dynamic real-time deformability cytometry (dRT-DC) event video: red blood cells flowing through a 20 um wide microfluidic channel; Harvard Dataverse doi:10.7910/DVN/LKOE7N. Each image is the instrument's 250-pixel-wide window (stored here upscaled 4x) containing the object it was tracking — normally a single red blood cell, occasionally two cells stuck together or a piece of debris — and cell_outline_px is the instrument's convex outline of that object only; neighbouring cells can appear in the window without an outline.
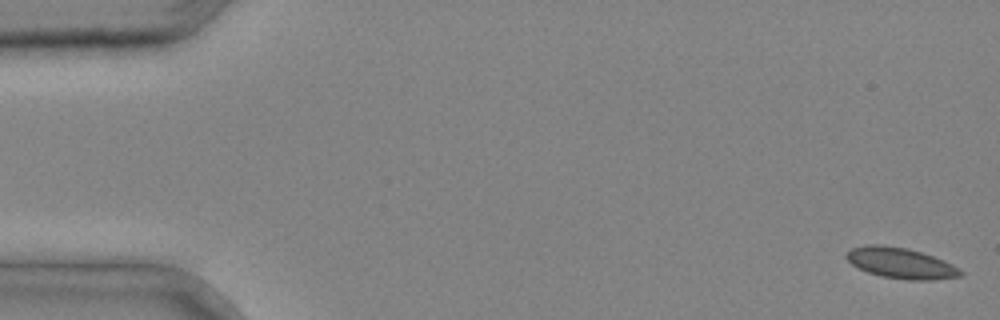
{"species": "common noctule bat (a hibernating species)", "species_latin": "Nyctalus noctula", "temperature_condition": "cold", "stored_images_in_passage": 4, "camera_frame_rate_fps": 3000, "um_per_image_px": 0.085, "animal": {"sex": "male", "body_mass_g": 20.4}, "frame": {"image": 1, "passage_image": 1, "time_ms": 0.0, "image_size_px": [1000, 320], "cell_outline_px": [[964, 272], [960, 276], [932, 280], [908, 280], [880, 276], [868, 272], [852, 264], [844, 256], [852, 248], [868, 244], [880, 244], [908, 248], [944, 260], [960, 268]], "centroid_in_image_um": [76.58, 22.36], "position_along_channel_um": 8.4, "area_um2": 20.4}}
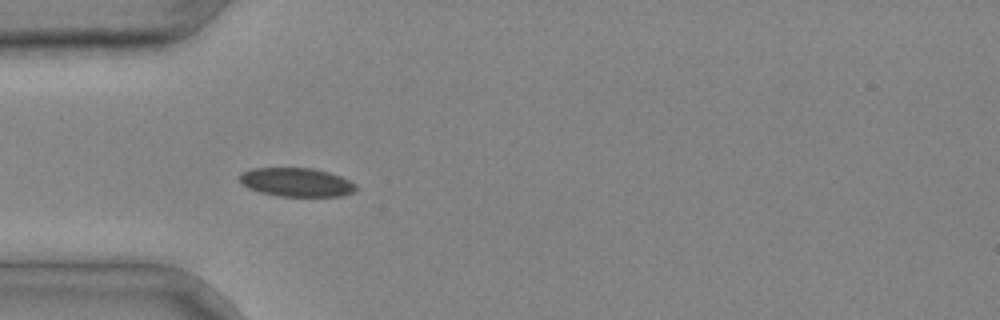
{"frame": {"image": 2, "passage_image": 4, "time_ms": 1.0, "image_size_px": [1000, 320], "cell_outline_px": [[356, 188], [352, 192], [340, 196], [280, 196], [260, 192], [248, 188], [240, 180], [240, 176], [244, 172], [252, 168], [312, 168], [328, 172], [340, 176], [356, 184]], "centroid_in_image_um": [25.21, 15.49], "position_along_channel_um": 59.8, "area_um2": 19.19}}